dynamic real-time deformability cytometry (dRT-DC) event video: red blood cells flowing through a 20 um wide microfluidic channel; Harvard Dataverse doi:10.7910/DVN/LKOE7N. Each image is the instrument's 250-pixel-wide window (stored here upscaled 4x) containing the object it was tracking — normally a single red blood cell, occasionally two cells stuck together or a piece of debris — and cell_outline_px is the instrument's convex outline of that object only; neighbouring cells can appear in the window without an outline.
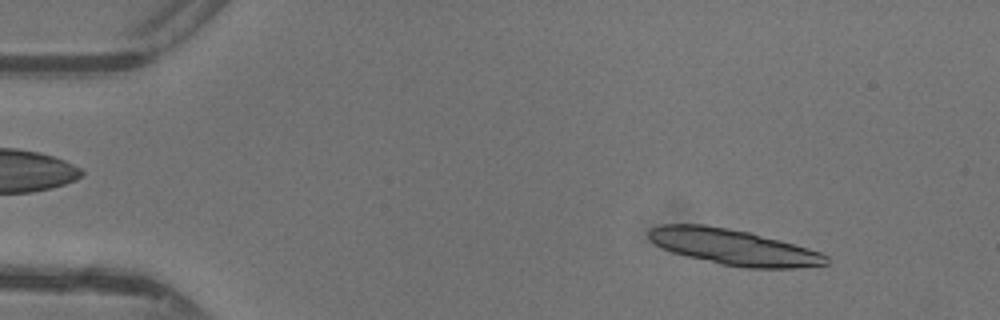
{"species": "common noctule bat (a hibernating species)", "species_latin": "Nyctalus noctula", "temperature_condition": "warm", "stored_images_in_passage": 47, "camera_frame_rate_fps": 3000, "um_per_image_px": 0.085, "animal": {"sex": "female"}, "frame": {"image": 1, "passage_image": 5, "time_ms": 1.333, "image_size_px": [1000, 320], "cell_outline_px": [[828, 264], [796, 268], [744, 268], [720, 264], [672, 252], [656, 244], [648, 236], [648, 232], [652, 228], [660, 224], [704, 224], [728, 228], [748, 232], [780, 240], [808, 248], [820, 252], [828, 256]], "centroid_in_image_um": [62.37, 21.0], "position_along_channel_um": 22.6, "area_um2": 36.7}}
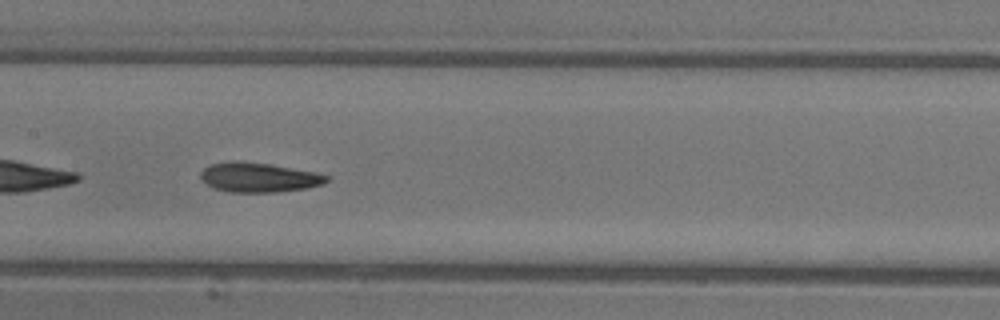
{"frame": {"image": 2, "passage_image": 23, "time_ms": 7.333, "image_size_px": [1000, 320], "cell_outline_px": [[328, 180], [324, 184], [304, 188], [276, 192], [228, 192], [212, 188], [200, 180], [200, 172], [204, 168], [212, 164], [236, 160], [268, 164], [316, 172], [328, 176]], "centroid_in_image_um": [21.94, 15.08], "position_along_channel_um": 185.5, "area_um2": 21.68}}
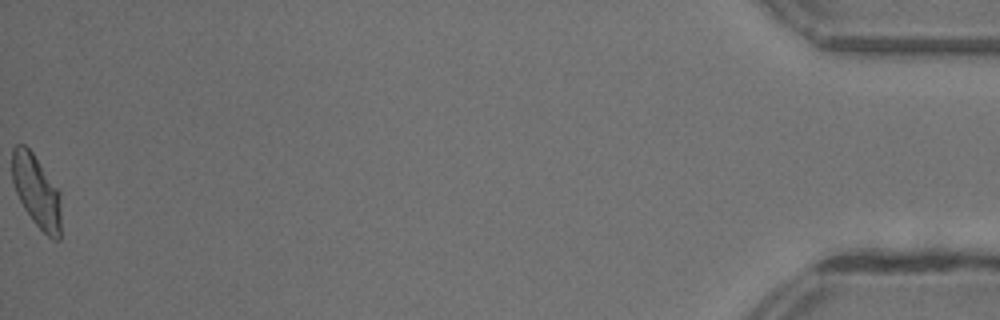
{"frame": {"image": 3, "passage_image": 47, "time_ms": 15.333, "image_size_px": [1000, 320], "cell_outline_px": [[60, 240], [52, 240], [32, 220], [24, 208], [16, 192], [12, 180], [12, 148], [16, 144], [24, 144], [32, 152], [60, 188]], "centroid_in_image_um": [3.12, 16.23], "position_along_channel_um": 432.1, "area_um2": 20.92}, "authors_computed_cell_mechanics": {"area_um2": 21.5016, "velocity_mm_per_s": 4.3848, "shape_relaxation_time_tau1_ms": 3.57, "shape_relaxation_time_tau2_ms": 1.4708, "deformation_change_tau1": 0.16, "deformation_change_tau2": 0.0878}}